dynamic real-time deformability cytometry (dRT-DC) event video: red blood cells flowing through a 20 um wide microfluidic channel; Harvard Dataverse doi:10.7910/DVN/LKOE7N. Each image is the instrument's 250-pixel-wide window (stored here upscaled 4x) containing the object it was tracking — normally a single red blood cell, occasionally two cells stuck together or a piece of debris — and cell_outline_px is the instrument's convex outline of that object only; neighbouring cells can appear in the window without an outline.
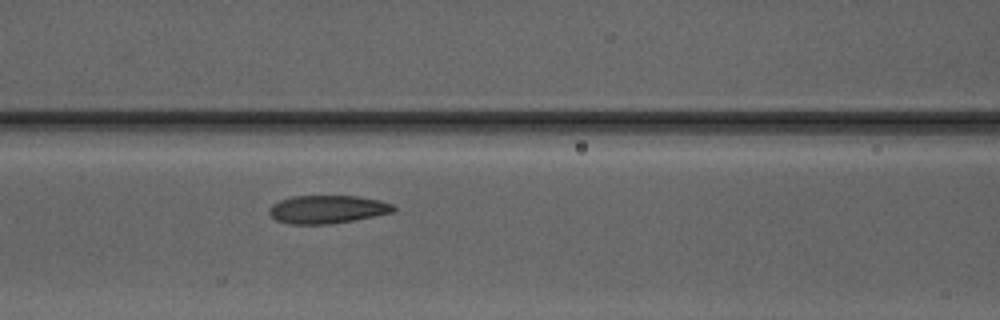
{"species": "Egyptian fruit bat (a non-hibernating species)", "species_latin": "Rousettus aegyptiacus", "temperature_condition": "warm", "stored_images_in_passage": 24, "camera_frame_rate_fps": 3000, "um_per_image_px": 0.085, "animal": {"sex": "male"}, "frame": {"image": 1, "passage_image": 24, "time_ms": 7.667, "image_size_px": [1000, 320], "cell_outline_px": [[396, 208], [392, 212], [352, 220], [328, 224], [288, 224], [276, 220], [268, 212], [268, 208], [272, 204], [280, 200], [292, 196], [356, 196], [380, 200], [392, 204]], "centroid_in_image_um": [27.77, 17.79], "position_along_channel_um": 138.8, "area_um2": 20.23}}